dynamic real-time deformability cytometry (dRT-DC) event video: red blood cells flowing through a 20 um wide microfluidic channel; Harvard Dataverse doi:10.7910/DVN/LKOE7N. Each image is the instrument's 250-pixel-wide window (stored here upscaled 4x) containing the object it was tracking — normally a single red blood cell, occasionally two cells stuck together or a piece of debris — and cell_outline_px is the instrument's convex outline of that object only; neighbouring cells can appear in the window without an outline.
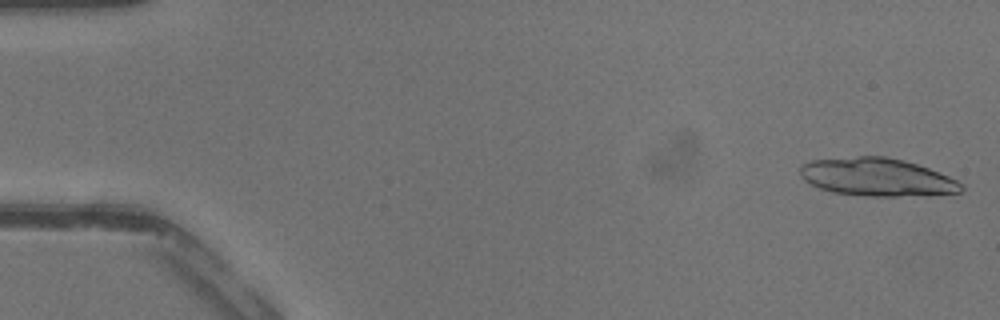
{"species": "common noctule bat (a hibernating species)", "species_latin": "Nyctalus noctula", "temperature_condition": "warm", "stored_images_in_passage": 6, "camera_frame_rate_fps": 3000, "um_per_image_px": 0.085, "animal": {"sex": "male", "body_mass_g": 13.3}, "frame": {"image": 1, "passage_image": 1, "time_ms": 0.0, "image_size_px": [1000, 320], "cell_outline_px": [[964, 188], [960, 192], [928, 196], [864, 196], [832, 192], [820, 188], [804, 180], [800, 176], [800, 168], [804, 164], [812, 160], [856, 156], [888, 156], [904, 160], [928, 168], [948, 176], [964, 184]], "centroid_in_image_um": [74.58, 15.06], "position_along_channel_um": 10.4, "area_um2": 35.89}}